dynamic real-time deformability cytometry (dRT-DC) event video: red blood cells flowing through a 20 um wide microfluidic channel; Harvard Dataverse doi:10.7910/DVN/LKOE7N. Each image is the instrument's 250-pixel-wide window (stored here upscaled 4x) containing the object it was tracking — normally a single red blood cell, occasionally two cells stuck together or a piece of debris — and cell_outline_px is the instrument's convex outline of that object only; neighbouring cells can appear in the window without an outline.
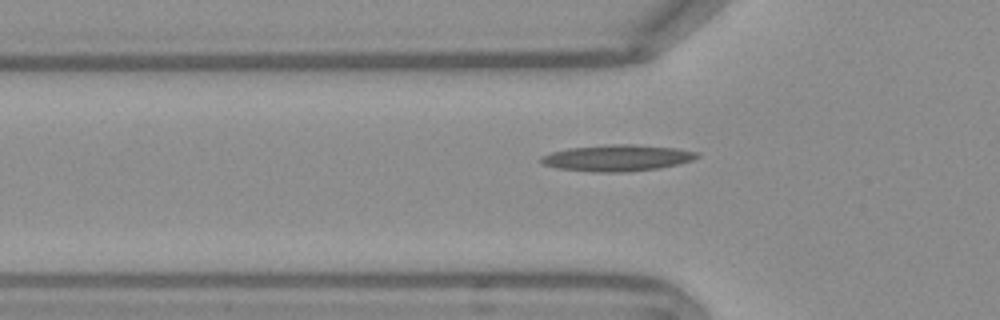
{"species": "Egyptian fruit bat (a non-hibernating species)", "species_latin": "Rousettus aegyptiacus", "temperature_condition": "warm", "stored_images_in_passage": 35, "camera_frame_rate_fps": 3000, "um_per_image_px": 0.085, "frame": {"image": 1, "passage_image": 4, "time_ms": 1.0, "image_size_px": [1000, 320], "cell_outline_px": [[700, 156], [692, 160], [660, 168], [628, 172], [592, 172], [556, 168], [544, 164], [540, 160], [540, 156], [552, 152], [568, 148], [608, 144], [632, 144], [676, 148], [700, 152]], "centroid_in_image_um": [52.46, 13.42], "position_along_channel_um": 73.3, "area_um2": 24.1}}
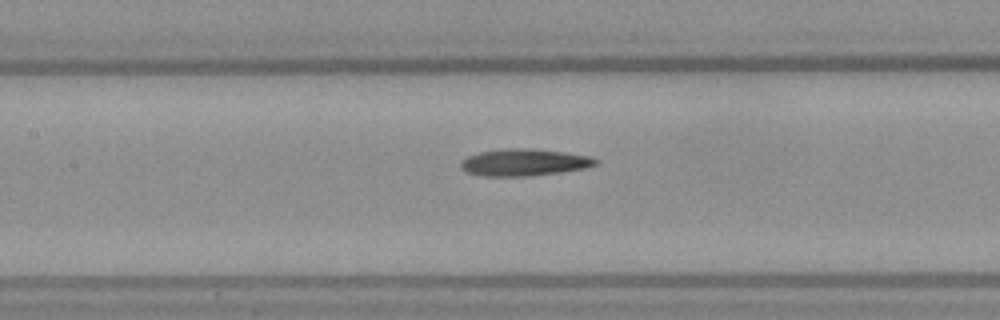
{"frame": {"image": 2, "passage_image": 11, "time_ms": 3.333, "image_size_px": [1000, 320], "cell_outline_px": [[600, 160], [596, 164], [584, 168], [560, 172], [528, 176], [484, 176], [468, 172], [460, 168], [460, 160], [468, 156], [480, 152], [504, 148], [528, 148], [564, 152], [592, 156]], "centroid_in_image_um": [44.55, 13.79], "position_along_channel_um": 162.9, "area_um2": 21.21}}
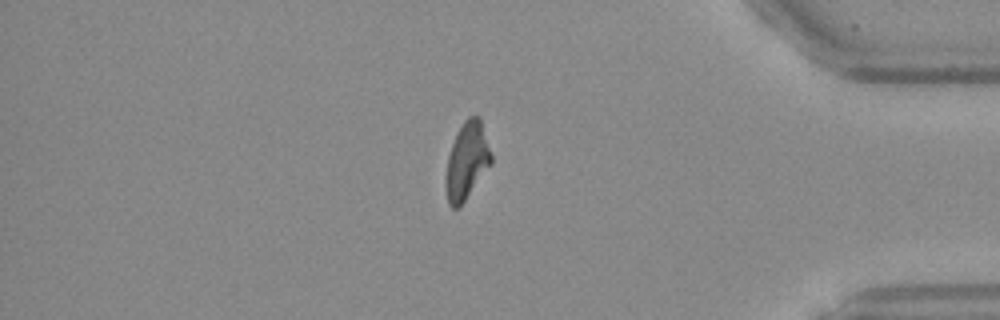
{"frame": {"image": 3, "passage_image": 32, "time_ms": 10.333, "image_size_px": [1000, 320], "cell_outline_px": [[492, 164], [464, 200], [456, 208], [452, 208], [448, 204], [444, 184], [448, 156], [456, 132], [464, 120], [468, 116], [480, 116], [492, 156]], "centroid_in_image_um": [39.67, 13.65], "position_along_channel_um": 395.5, "area_um2": 20.4}, "authors_computed_cell_mechanics": {"area_um2": 20.6924, "velocity_mm_per_s": 3.7761, "shape_relaxation_time_tau1_ms": null, "shape_relaxation_time_tau2_ms": 8.0533, "deformation_change_tau1": null, "deformation_change_tau2": 0.2121}}